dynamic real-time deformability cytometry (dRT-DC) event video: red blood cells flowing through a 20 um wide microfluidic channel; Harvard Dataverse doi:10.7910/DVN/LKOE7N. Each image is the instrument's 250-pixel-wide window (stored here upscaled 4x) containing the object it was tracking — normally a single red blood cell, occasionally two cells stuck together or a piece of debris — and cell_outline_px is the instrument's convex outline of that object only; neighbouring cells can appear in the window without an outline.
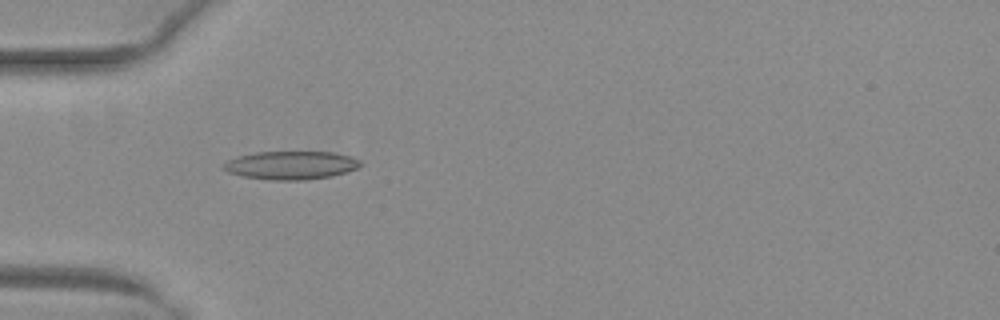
{"species": "common noctule bat (a hibernating species)", "species_latin": "Nyctalus noctula", "temperature_condition": "warm", "stored_images_in_passage": 31, "camera_frame_rate_fps": 3000, "um_per_image_px": 0.085, "animal": {"sex": "female", "body_mass_g": 29.2, "forearm_length_mm": 56.3}, "frame": {"image": 1, "passage_image": 6, "time_ms": 1.667, "image_size_px": [1000, 320], "cell_outline_px": [[360, 164], [356, 168], [332, 176], [308, 180], [272, 180], [244, 176], [228, 172], [220, 164], [236, 156], [256, 152], [332, 152], [348, 156], [360, 160]], "centroid_in_image_um": [24.68, 14.04], "position_along_channel_um": 60.3, "area_um2": 22.43}}
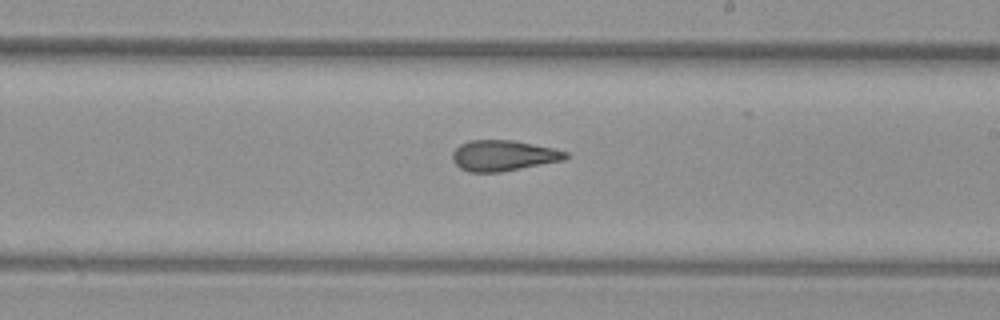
{"frame": {"image": 2, "passage_image": 20, "time_ms": 6.333, "image_size_px": [1000, 320], "cell_outline_px": [[568, 156], [564, 160], [500, 172], [468, 172], [460, 168], [452, 160], [452, 152], [460, 144], [468, 140], [512, 140], [552, 148], [568, 152]], "centroid_in_image_um": [42.75, 13.22], "position_along_channel_um": 246.3, "area_um2": 20.17}}
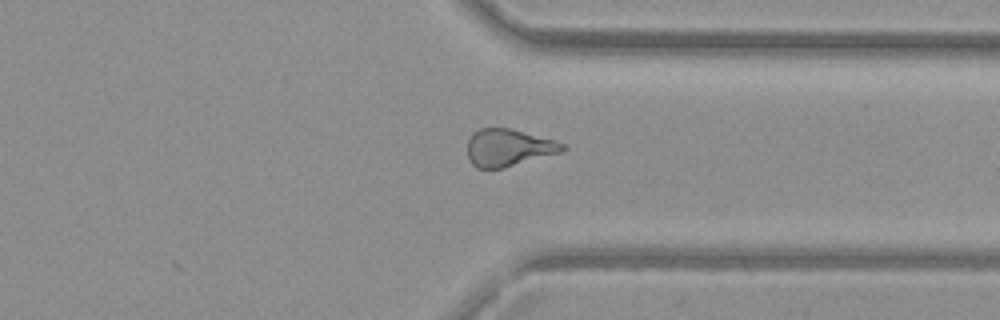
{"frame": {"image": 3, "passage_image": 29, "time_ms": 9.333, "image_size_px": [1000, 320], "cell_outline_px": [[568, 148], [564, 152], [504, 168], [476, 168], [468, 160], [468, 140], [480, 128], [508, 128], [552, 140], [564, 144]], "centroid_in_image_um": [43.24, 12.58], "position_along_channel_um": 368.2, "area_um2": 20.52}, "authors_computed_cell_mechanics": {"area_um2": 20.519, "velocity_mm_per_s": 4.0755, "shape_relaxation_time_tau1_ms": null, "shape_relaxation_time_tau2_ms": 2.2461, "deformation_change_tau1": null, "deformation_change_tau2": 0.1184}}